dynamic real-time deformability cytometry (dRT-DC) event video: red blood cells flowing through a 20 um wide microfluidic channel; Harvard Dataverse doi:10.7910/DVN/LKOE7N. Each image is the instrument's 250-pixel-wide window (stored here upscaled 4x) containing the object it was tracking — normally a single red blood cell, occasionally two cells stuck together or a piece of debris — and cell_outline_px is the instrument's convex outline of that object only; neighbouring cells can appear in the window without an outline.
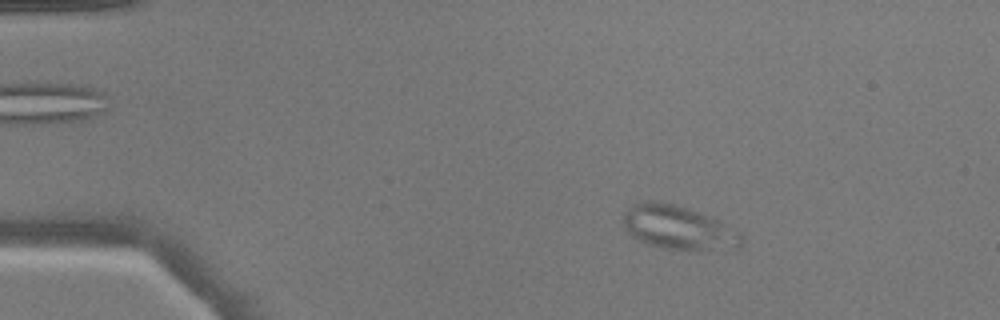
{"species": "common noctule bat (a hibernating species)", "species_latin": "Nyctalus noctula", "temperature_condition": "warm", "stored_images_in_passage": 52, "camera_frame_rate_fps": 3000, "um_per_image_px": 0.085, "animal": {"sex": "male", "body_mass_g": 17.9}, "frame": {"image": 1, "passage_image": 9, "time_ms": 2.667, "image_size_px": [1000, 320], "cell_outline_px": [[740, 248], [736, 252], [696, 252], [664, 248], [648, 244], [632, 236], [628, 232], [624, 224], [624, 216], [636, 204], [648, 200], [660, 200], [676, 204], [700, 212], [720, 220], [740, 232]], "centroid_in_image_um": [57.8, 19.41], "position_along_channel_um": 27.2, "area_um2": 31.04}}
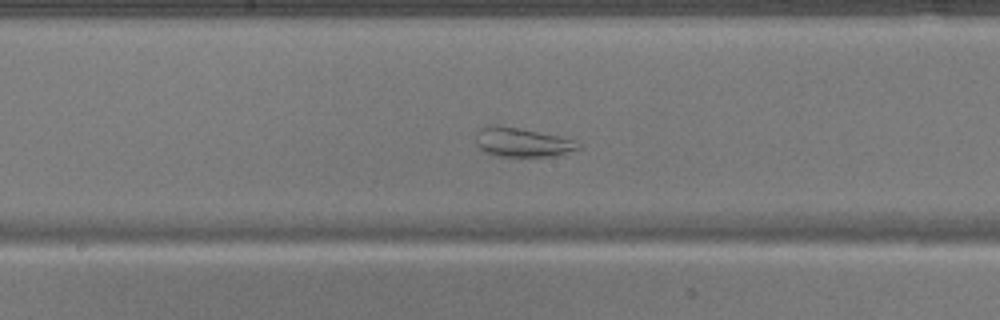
{"frame": {"image": 2, "passage_image": 28, "time_ms": 9.0, "image_size_px": [1000, 320], "cell_outline_px": [[580, 148], [556, 156], [500, 156], [484, 152], [476, 144], [476, 132], [480, 128], [516, 128], [560, 136], [572, 140], [580, 144]], "centroid_in_image_um": [44.42, 12.14], "position_along_channel_um": 203.8, "area_um2": 16.65}}
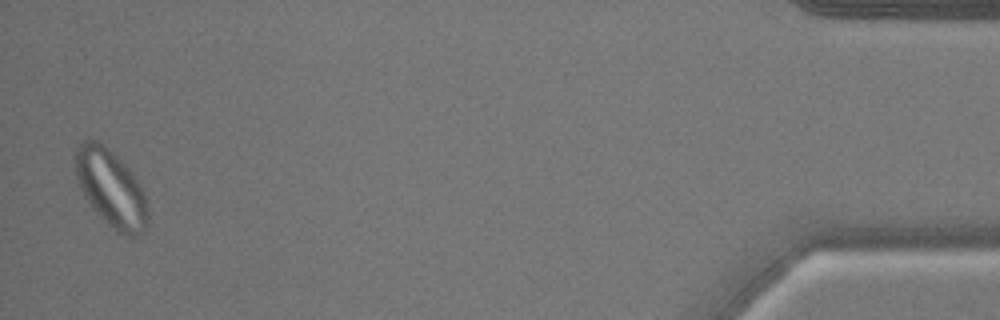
{"frame": {"image": 3, "passage_image": 51, "time_ms": 16.667, "image_size_px": [1000, 320], "cell_outline_px": [[148, 224], [144, 232], [132, 236], [128, 236], [116, 232], [92, 208], [84, 196], [76, 180], [76, 148], [84, 140], [96, 140], [112, 152], [128, 168], [140, 184], [144, 192], [148, 204]], "centroid_in_image_um": [9.45, 16.05], "position_along_channel_um": 425.7, "area_um2": 32.43}}